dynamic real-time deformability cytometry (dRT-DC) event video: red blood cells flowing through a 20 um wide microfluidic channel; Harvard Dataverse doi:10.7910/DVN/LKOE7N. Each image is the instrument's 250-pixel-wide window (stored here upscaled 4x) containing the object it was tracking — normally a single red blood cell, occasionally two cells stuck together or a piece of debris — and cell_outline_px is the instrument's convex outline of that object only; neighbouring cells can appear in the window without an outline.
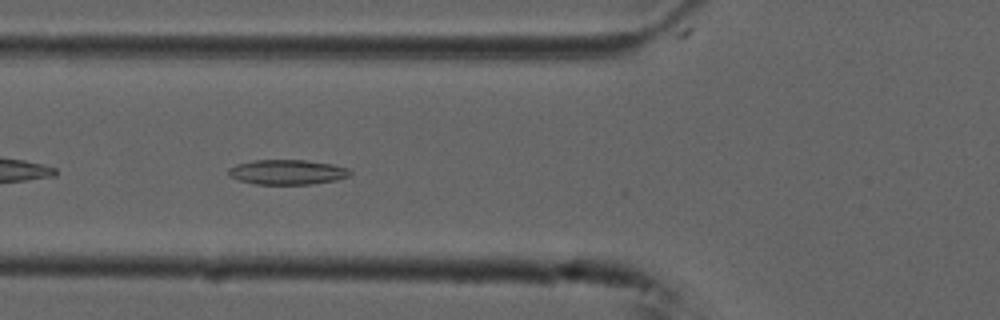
{"species": "common noctule bat (a hibernating species)", "species_latin": "Nyctalus noctula", "temperature_condition": "cold", "stored_images_in_passage": 39, "camera_frame_rate_fps": 3000, "um_per_image_px": 0.085, "animal": {"sex": "male", "forearm_length_mm": 52.5}, "frame": {"image": 1, "passage_image": 5, "time_ms": 1.333, "image_size_px": [1000, 320], "cell_outline_px": [[352, 176], [336, 180], [312, 184], [256, 184], [240, 180], [228, 176], [228, 168], [236, 164], [252, 160], [304, 160], [332, 164], [348, 168], [352, 172]], "centroid_in_image_um": [24.43, 14.63], "position_along_channel_um": 101.4, "area_um2": 17.74}}
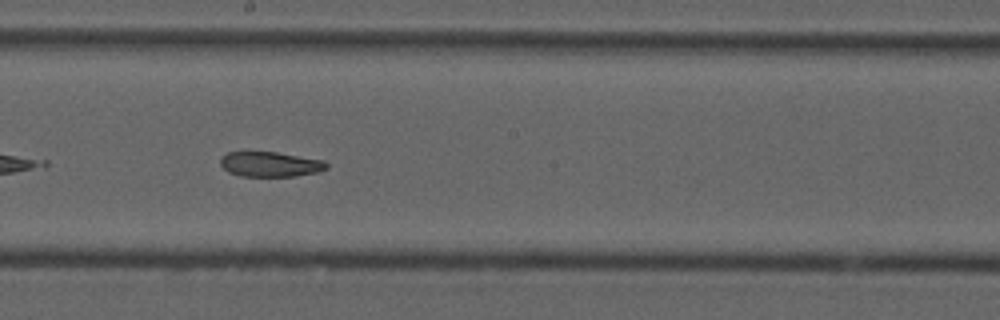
{"frame": {"image": 2, "passage_image": 15, "time_ms": 4.667, "image_size_px": [1000, 320], "cell_outline_px": [[328, 168], [320, 172], [296, 176], [240, 176], [228, 172], [220, 164], [220, 160], [228, 152], [244, 148], [276, 152], [324, 160], [328, 164]], "centroid_in_image_um": [22.94, 13.92], "position_along_channel_um": 225.3, "area_um2": 16.18}}
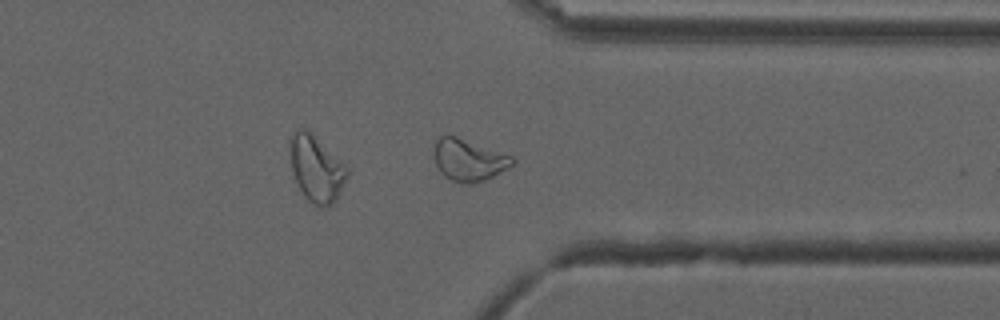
{"frame": {"image": 3, "passage_image": 27, "time_ms": 8.667, "image_size_px": [1000, 320], "cell_outline_px": [[516, 160], [508, 168], [484, 180], [468, 184], [460, 184], [444, 176], [440, 172], [436, 164], [432, 152], [436, 140], [440, 136], [456, 136], [512, 156]], "centroid_in_image_um": [39.8, 13.6], "position_along_channel_um": 371.6, "area_um2": 19.02}, "authors_computed_cell_mechanics": {"area_um2": 17.7446, "velocity_mm_per_s": 3.7138, "shape_relaxation_time_tau1_ms": null, "shape_relaxation_time_tau2_ms": 4.1464, "deformation_change_tau1": null, "deformation_change_tau2": 0.1057}}